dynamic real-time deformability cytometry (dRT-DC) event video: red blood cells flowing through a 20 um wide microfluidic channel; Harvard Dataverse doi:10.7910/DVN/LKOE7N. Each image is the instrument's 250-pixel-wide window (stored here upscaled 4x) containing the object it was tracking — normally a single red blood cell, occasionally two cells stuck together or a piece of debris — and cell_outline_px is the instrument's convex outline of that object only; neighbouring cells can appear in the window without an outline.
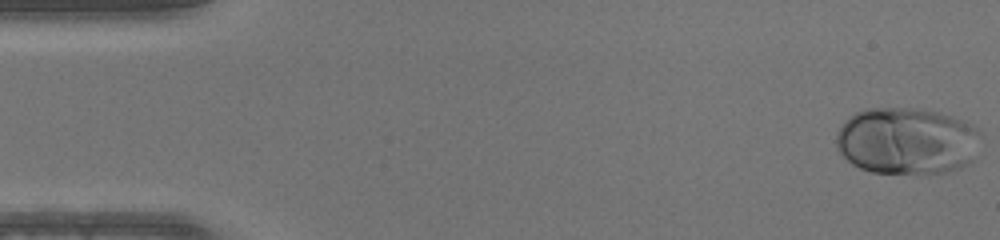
{"species": "human", "species_latin": "Homo sapiens", "temperature_condition": "warm", "stored_images_in_passage": 46, "camera_frame_rate_fps": 3000, "um_per_image_px": 0.085, "donor": {"sex": "male"}, "frame": {"image": 1, "passage_image": 1, "time_ms": 0.0, "image_size_px": [1000, 240], "cell_outline_px": [[984, 132], [972, 160], [968, 164], [960, 168], [944, 172], [872, 172], [860, 168], [852, 164], [836, 148], [836, 132], [844, 120], [856, 112], [868, 108], [920, 108], [952, 116], [964, 120], [980, 128]], "centroid_in_image_um": [77.11, 11.95], "position_along_channel_um": 7.9, "area_um2": 56.76}}
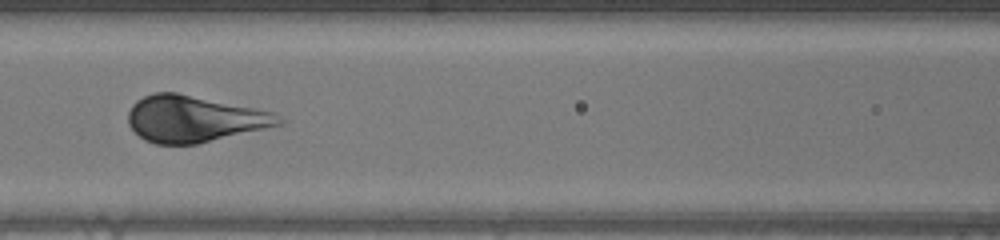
{"frame": {"image": 2, "passage_image": 20, "time_ms": 6.333, "image_size_px": [1000, 240], "cell_outline_px": [[288, 120], [280, 124], [264, 128], [196, 144], [156, 144], [144, 140], [128, 124], [128, 112], [132, 104], [136, 100], [152, 92], [176, 92], [256, 108], [272, 112]], "centroid_in_image_um": [16.47, 10.09], "position_along_channel_um": 150.1, "area_um2": 40.58}}
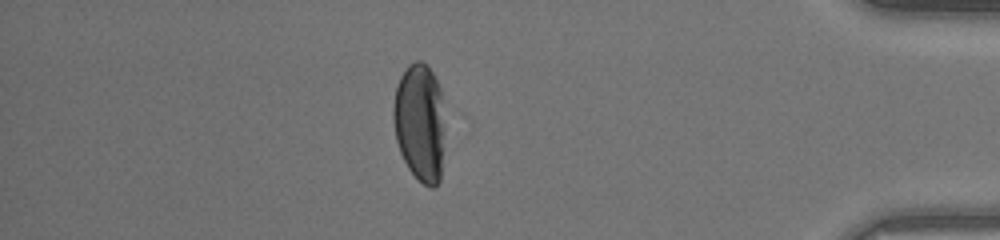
{"frame": {"image": 3, "passage_image": 40, "time_ms": 13.0, "image_size_px": [1000, 240], "cell_outline_px": [[444, 148], [440, 180], [432, 188], [428, 188], [408, 168], [400, 152], [396, 140], [392, 120], [392, 108], [396, 84], [400, 76], [408, 64], [416, 60], [420, 60], [428, 64], [440, 88], [444, 128]], "centroid_in_image_um": [35.67, 10.38], "position_along_channel_um": 399.5, "area_um2": 36.01}}